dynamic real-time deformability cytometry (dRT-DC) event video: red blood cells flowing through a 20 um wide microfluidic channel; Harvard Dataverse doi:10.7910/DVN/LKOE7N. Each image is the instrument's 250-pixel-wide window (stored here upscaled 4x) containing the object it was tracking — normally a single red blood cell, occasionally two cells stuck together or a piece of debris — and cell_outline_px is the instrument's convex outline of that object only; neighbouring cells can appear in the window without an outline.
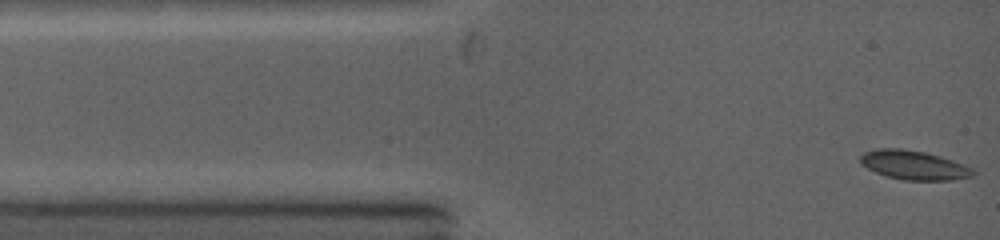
{"species": "common noctule bat (a hibernating species)", "species_latin": "Nyctalus noctula", "temperature_condition": "warm", "stored_images_in_passage": 97, "camera_frame_rate_fps": 5000, "um_per_image_px": 0.085, "animal": {"sex": "female", "body_mass_g": 19.0, "forearm_length_mm": 53.3}, "frame": {"image": 1, "passage_image": 1, "time_ms": 0.0, "image_size_px": [1000, 240], "cell_outline_px": [[976, 172], [972, 176], [952, 180], [904, 180], [888, 176], [876, 172], [860, 164], [860, 156], [864, 152], [876, 148], [900, 148], [924, 152], [940, 156], [964, 164], [972, 168]], "centroid_in_image_um": [77.67, 14.03], "position_along_channel_um": 7.3, "area_um2": 19.07}}
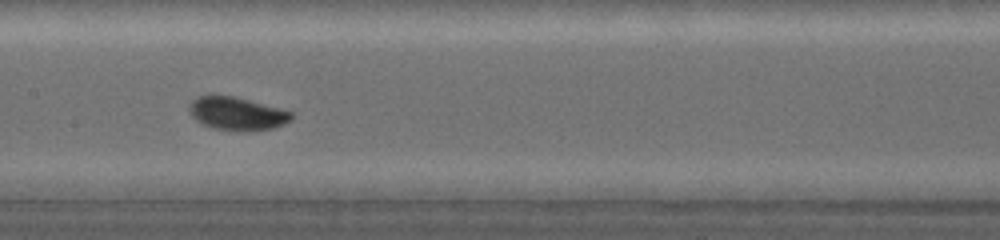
{"frame": {"image": 2, "passage_image": 40, "time_ms": 5.4, "image_size_px": [1000, 240], "cell_outline_px": [[292, 120], [276, 128], [248, 132], [212, 128], [200, 124], [192, 116], [188, 108], [192, 100], [200, 96], [232, 96], [248, 100], [292, 112]], "centroid_in_image_um": [20.14, 9.69], "position_along_channel_um": 187.3, "area_um2": 19.65}}
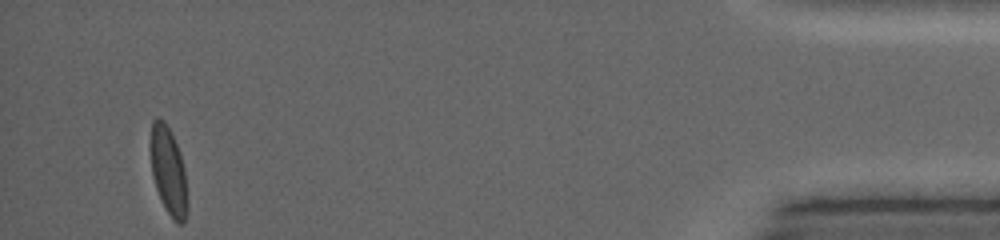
{"frame": {"image": 3, "passage_image": 97, "time_ms": 13.0, "image_size_px": [1000, 240], "cell_outline_px": [[188, 212], [184, 224], [176, 224], [172, 220], [160, 200], [152, 176], [152, 120], [156, 116], [160, 116], [164, 120], [172, 132], [184, 168], [188, 200]], "centroid_in_image_um": [14.35, 14.61], "position_along_channel_um": 420.9, "area_um2": 18.96}, "authors_computed_cell_mechanics": {"area_um2": 18.496, "velocity_mm_per_s": 4.3624, "shape_relaxation_time_tau1_ms": 4.05, "shape_relaxation_time_tau2_ms": null, "deformation_change_tau1": 0.1446, "deformation_change_tau2": null}}